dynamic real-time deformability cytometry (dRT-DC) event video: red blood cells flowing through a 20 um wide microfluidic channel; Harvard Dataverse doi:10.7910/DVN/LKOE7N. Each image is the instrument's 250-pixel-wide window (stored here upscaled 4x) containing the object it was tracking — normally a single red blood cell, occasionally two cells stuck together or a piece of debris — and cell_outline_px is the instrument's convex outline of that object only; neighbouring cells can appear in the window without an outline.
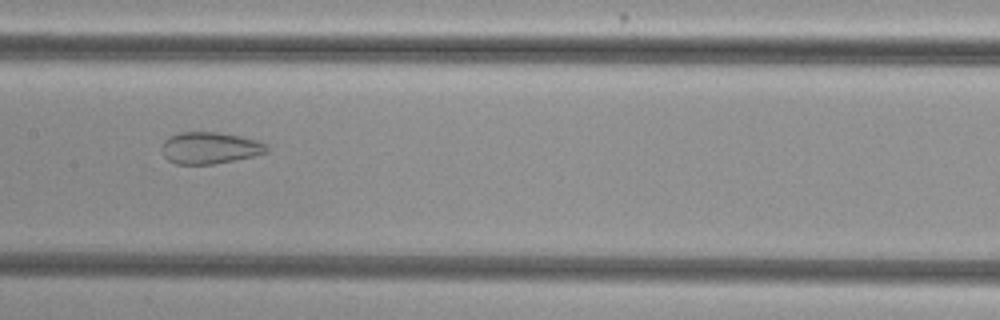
{"species": "common noctule bat (a hibernating species)", "species_latin": "Nyctalus noctula", "temperature_condition": "cold", "stored_images_in_passage": 30, "camera_frame_rate_fps": 3000, "um_per_image_px": 0.085, "animal": {"sex": "female", "body_mass_g": 29.2, "forearm_length_mm": 56.3}, "frame": {"image": 1, "passage_image": 10, "time_ms": 3.0, "image_size_px": [1000, 320], "cell_outline_px": [[268, 152], [252, 156], [212, 164], [176, 164], [168, 160], [164, 156], [160, 148], [164, 140], [180, 132], [220, 132], [240, 136], [256, 140], [264, 144], [268, 148]], "centroid_in_image_um": [17.79, 12.57], "position_along_channel_um": 189.6, "area_um2": 19.25}}
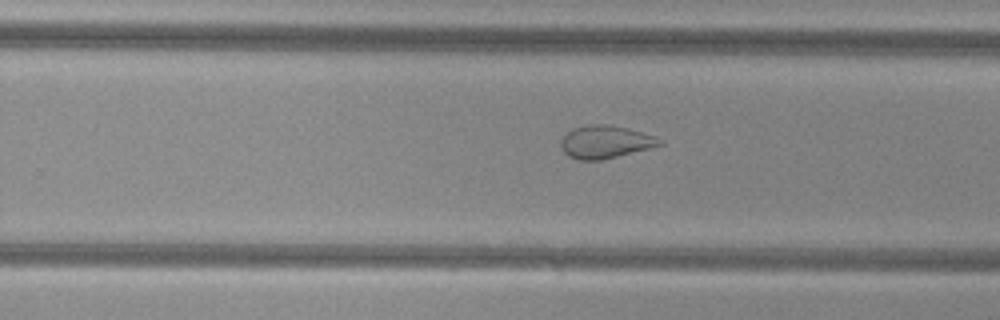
{"frame": {"image": 2, "passage_image": 17, "time_ms": 5.333, "image_size_px": [1000, 320], "cell_outline_px": [[664, 144], [652, 148], [600, 160], [580, 160], [568, 156], [564, 152], [560, 144], [560, 140], [572, 128], [588, 124], [608, 124], [628, 128], [656, 136], [664, 140]], "centroid_in_image_um": [51.49, 12.05], "position_along_channel_um": 278.3, "area_um2": 19.07}}
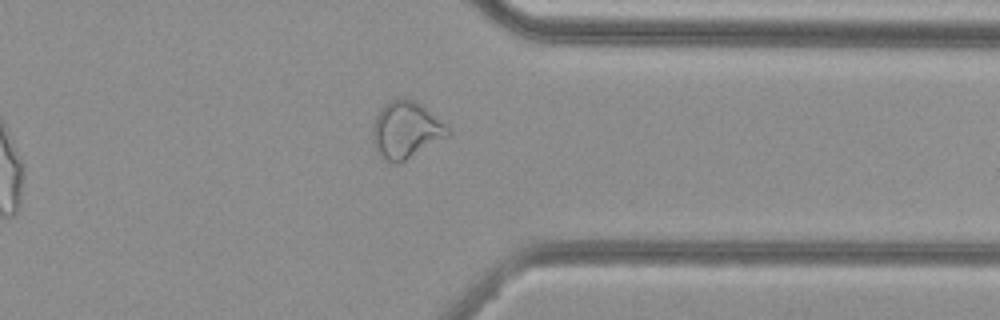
{"frame": {"image": 3, "passage_image": 25, "time_ms": 8.0, "image_size_px": [1000, 320], "cell_outline_px": [[448, 136], [400, 164], [392, 164], [384, 160], [380, 156], [372, 144], [372, 128], [376, 116], [380, 108], [384, 104], [396, 96], [404, 96], [416, 100], [444, 124], [448, 128]], "centroid_in_image_um": [34.44, 11.04], "position_along_channel_um": 377.0, "area_um2": 25.26}}